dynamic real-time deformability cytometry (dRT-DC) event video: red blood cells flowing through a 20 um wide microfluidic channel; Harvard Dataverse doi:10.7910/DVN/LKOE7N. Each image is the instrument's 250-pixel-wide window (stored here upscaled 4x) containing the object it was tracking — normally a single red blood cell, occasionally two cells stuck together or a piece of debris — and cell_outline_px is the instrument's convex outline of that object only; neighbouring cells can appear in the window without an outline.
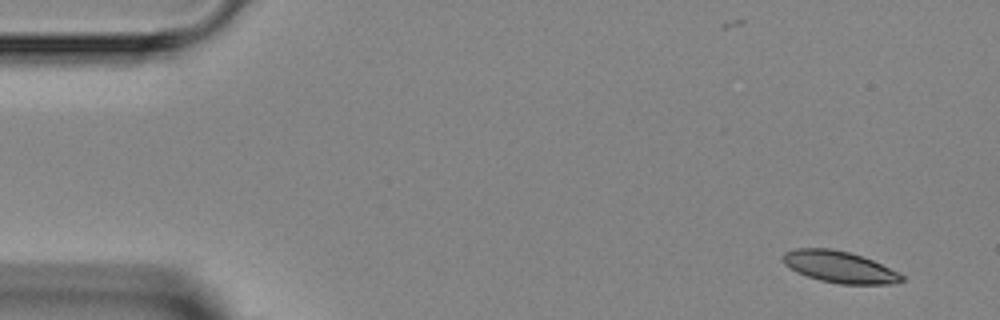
{"species": "Egyptian fruit bat (a non-hibernating species)", "species_latin": "Rousettus aegyptiacus", "temperature_condition": "room temperature", "stored_images_in_passage": 3, "segment_of_instrument_passage": [2, 2], "camera_frame_rate_fps": 3000, "um_per_image_px": 0.085, "animal": {"sex": "female"}, "frame": {"image": 1, "passage_image": 3, "time_ms": 3.333, "image_size_px": [1000, 320], "cell_outline_px": [[904, 280], [892, 284], [840, 284], [820, 280], [796, 272], [784, 264], [784, 252], [796, 248], [832, 248], [848, 252], [872, 260], [900, 272], [904, 276]], "centroid_in_image_um": [71.38, 22.69], "position_along_channel_um": 13.6, "area_um2": 21.79}}